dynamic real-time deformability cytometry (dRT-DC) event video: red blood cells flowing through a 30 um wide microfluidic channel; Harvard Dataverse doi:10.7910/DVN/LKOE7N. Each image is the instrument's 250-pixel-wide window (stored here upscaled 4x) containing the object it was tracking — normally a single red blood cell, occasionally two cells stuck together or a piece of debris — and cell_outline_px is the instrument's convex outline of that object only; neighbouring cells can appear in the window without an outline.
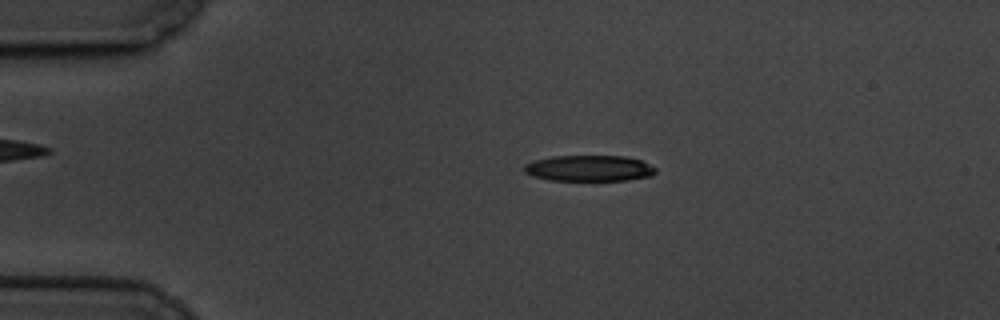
{"species": "common noctule bat (a hibernating species)", "species_latin": "Nyctalus noctula", "temperature_condition": "cold", "stored_images_in_passage": 59, "camera_frame_rate_fps": 3000, "um_per_image_px": 0.085, "animal": {"sex": "male", "body_mass_g": 19.5, "forearm_length_mm": 54.6}, "frame": {"image": 1, "passage_image": 12, "time_ms": 3.667, "image_size_px": [1000, 320], "cell_outline_px": [[656, 172], [652, 176], [628, 180], [548, 180], [532, 176], [524, 172], [524, 164], [536, 160], [552, 156], [624, 156], [640, 160], [656, 168]], "centroid_in_image_um": [50.07, 14.31], "position_along_channel_um": 34.9, "area_um2": 19.88}}
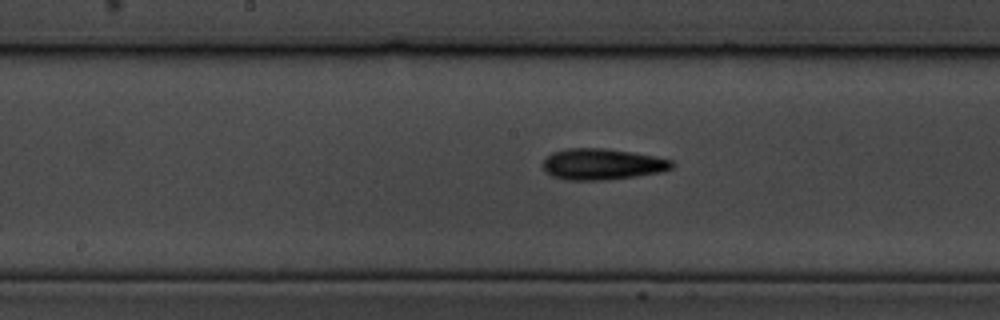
{"frame": {"image": 2, "passage_image": 30, "time_ms": 9.667, "image_size_px": [1000, 320], "cell_outline_px": [[676, 164], [672, 168], [664, 172], [636, 176], [604, 180], [564, 180], [552, 176], [544, 172], [540, 164], [552, 152], [568, 148], [608, 148], [656, 156], [672, 160]], "centroid_in_image_um": [51.18, 13.96], "position_along_channel_um": 197.0, "area_um2": 23.87}}
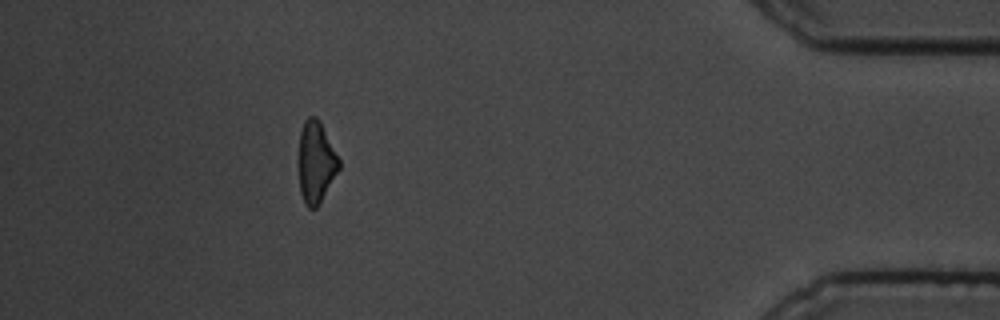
{"frame": {"image": 3, "passage_image": 53, "time_ms": 17.333, "image_size_px": [1000, 320], "cell_outline_px": [[340, 168], [320, 204], [316, 208], [308, 208], [304, 204], [300, 192], [296, 160], [300, 132], [304, 120], [308, 116], [316, 116], [320, 120], [340, 160]], "centroid_in_image_um": [26.81, 13.79], "position_along_channel_um": 408.4, "area_um2": 20.0}, "authors_computed_cell_mechanics": {"area_um2": 20.808, "velocity_mm_per_s": 3.4026, "shape_relaxation_time_tau1_ms": 4.559, "shape_relaxation_time_tau2_ms": 5.5993, "deformation_change_tau1": 0.1249, "deformation_change_tau2": 0.1671}}